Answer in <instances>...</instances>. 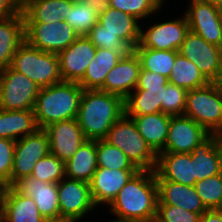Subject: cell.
I'll list each match as a JSON object with an SVG mask.
<instances>
[{
  "label": "cell",
  "mask_w": 222,
  "mask_h": 222,
  "mask_svg": "<svg viewBox=\"0 0 222 222\" xmlns=\"http://www.w3.org/2000/svg\"><path fill=\"white\" fill-rule=\"evenodd\" d=\"M220 50H221V58H222V43L220 45Z\"/></svg>",
  "instance_id": "54"
},
{
  "label": "cell",
  "mask_w": 222,
  "mask_h": 222,
  "mask_svg": "<svg viewBox=\"0 0 222 222\" xmlns=\"http://www.w3.org/2000/svg\"><path fill=\"white\" fill-rule=\"evenodd\" d=\"M110 222H142V221H132V220H119V219H112Z\"/></svg>",
  "instance_id": "49"
},
{
  "label": "cell",
  "mask_w": 222,
  "mask_h": 222,
  "mask_svg": "<svg viewBox=\"0 0 222 222\" xmlns=\"http://www.w3.org/2000/svg\"><path fill=\"white\" fill-rule=\"evenodd\" d=\"M27 0H18L20 7L26 2Z\"/></svg>",
  "instance_id": "52"
},
{
  "label": "cell",
  "mask_w": 222,
  "mask_h": 222,
  "mask_svg": "<svg viewBox=\"0 0 222 222\" xmlns=\"http://www.w3.org/2000/svg\"><path fill=\"white\" fill-rule=\"evenodd\" d=\"M30 176L40 181L58 184L66 177L65 163L49 153L37 161Z\"/></svg>",
  "instance_id": "38"
},
{
  "label": "cell",
  "mask_w": 222,
  "mask_h": 222,
  "mask_svg": "<svg viewBox=\"0 0 222 222\" xmlns=\"http://www.w3.org/2000/svg\"><path fill=\"white\" fill-rule=\"evenodd\" d=\"M184 12L189 31L208 43L220 47L222 43V8L202 0H189Z\"/></svg>",
  "instance_id": "11"
},
{
  "label": "cell",
  "mask_w": 222,
  "mask_h": 222,
  "mask_svg": "<svg viewBox=\"0 0 222 222\" xmlns=\"http://www.w3.org/2000/svg\"><path fill=\"white\" fill-rule=\"evenodd\" d=\"M154 171L156 180H168L187 186L196 183L189 153H159Z\"/></svg>",
  "instance_id": "23"
},
{
  "label": "cell",
  "mask_w": 222,
  "mask_h": 222,
  "mask_svg": "<svg viewBox=\"0 0 222 222\" xmlns=\"http://www.w3.org/2000/svg\"><path fill=\"white\" fill-rule=\"evenodd\" d=\"M222 8V0H202Z\"/></svg>",
  "instance_id": "48"
},
{
  "label": "cell",
  "mask_w": 222,
  "mask_h": 222,
  "mask_svg": "<svg viewBox=\"0 0 222 222\" xmlns=\"http://www.w3.org/2000/svg\"><path fill=\"white\" fill-rule=\"evenodd\" d=\"M40 88L10 66L0 69V109L34 110Z\"/></svg>",
  "instance_id": "7"
},
{
  "label": "cell",
  "mask_w": 222,
  "mask_h": 222,
  "mask_svg": "<svg viewBox=\"0 0 222 222\" xmlns=\"http://www.w3.org/2000/svg\"><path fill=\"white\" fill-rule=\"evenodd\" d=\"M131 117L138 132L150 148L158 155L164 148L168 137L171 116L163 112Z\"/></svg>",
  "instance_id": "27"
},
{
  "label": "cell",
  "mask_w": 222,
  "mask_h": 222,
  "mask_svg": "<svg viewBox=\"0 0 222 222\" xmlns=\"http://www.w3.org/2000/svg\"><path fill=\"white\" fill-rule=\"evenodd\" d=\"M194 188L208 210L222 209V173L197 181Z\"/></svg>",
  "instance_id": "37"
},
{
  "label": "cell",
  "mask_w": 222,
  "mask_h": 222,
  "mask_svg": "<svg viewBox=\"0 0 222 222\" xmlns=\"http://www.w3.org/2000/svg\"><path fill=\"white\" fill-rule=\"evenodd\" d=\"M125 114L124 100L101 90H83L76 120L87 140H103Z\"/></svg>",
  "instance_id": "2"
},
{
  "label": "cell",
  "mask_w": 222,
  "mask_h": 222,
  "mask_svg": "<svg viewBox=\"0 0 222 222\" xmlns=\"http://www.w3.org/2000/svg\"><path fill=\"white\" fill-rule=\"evenodd\" d=\"M187 90L168 83L161 101V112L170 116L184 115Z\"/></svg>",
  "instance_id": "40"
},
{
  "label": "cell",
  "mask_w": 222,
  "mask_h": 222,
  "mask_svg": "<svg viewBox=\"0 0 222 222\" xmlns=\"http://www.w3.org/2000/svg\"><path fill=\"white\" fill-rule=\"evenodd\" d=\"M210 134L185 115L171 116L168 137L161 153H192Z\"/></svg>",
  "instance_id": "14"
},
{
  "label": "cell",
  "mask_w": 222,
  "mask_h": 222,
  "mask_svg": "<svg viewBox=\"0 0 222 222\" xmlns=\"http://www.w3.org/2000/svg\"><path fill=\"white\" fill-rule=\"evenodd\" d=\"M11 187L19 194L31 197L46 220L60 218L57 183H48L26 176L15 181Z\"/></svg>",
  "instance_id": "16"
},
{
  "label": "cell",
  "mask_w": 222,
  "mask_h": 222,
  "mask_svg": "<svg viewBox=\"0 0 222 222\" xmlns=\"http://www.w3.org/2000/svg\"><path fill=\"white\" fill-rule=\"evenodd\" d=\"M178 52L193 62L209 82L220 83L222 80L220 47L189 31Z\"/></svg>",
  "instance_id": "9"
},
{
  "label": "cell",
  "mask_w": 222,
  "mask_h": 222,
  "mask_svg": "<svg viewBox=\"0 0 222 222\" xmlns=\"http://www.w3.org/2000/svg\"><path fill=\"white\" fill-rule=\"evenodd\" d=\"M154 23L146 27L147 30L141 26L140 41L135 48L178 51L189 32L185 14L177 19Z\"/></svg>",
  "instance_id": "12"
},
{
  "label": "cell",
  "mask_w": 222,
  "mask_h": 222,
  "mask_svg": "<svg viewBox=\"0 0 222 222\" xmlns=\"http://www.w3.org/2000/svg\"><path fill=\"white\" fill-rule=\"evenodd\" d=\"M129 52L97 48L96 55L89 63L85 75L78 82L84 90H101L107 74Z\"/></svg>",
  "instance_id": "25"
},
{
  "label": "cell",
  "mask_w": 222,
  "mask_h": 222,
  "mask_svg": "<svg viewBox=\"0 0 222 222\" xmlns=\"http://www.w3.org/2000/svg\"><path fill=\"white\" fill-rule=\"evenodd\" d=\"M25 41L22 11L0 19V69L9 67L17 48Z\"/></svg>",
  "instance_id": "26"
},
{
  "label": "cell",
  "mask_w": 222,
  "mask_h": 222,
  "mask_svg": "<svg viewBox=\"0 0 222 222\" xmlns=\"http://www.w3.org/2000/svg\"><path fill=\"white\" fill-rule=\"evenodd\" d=\"M96 51L97 48L87 36H79L67 49L59 52L57 55L62 80L79 82Z\"/></svg>",
  "instance_id": "15"
},
{
  "label": "cell",
  "mask_w": 222,
  "mask_h": 222,
  "mask_svg": "<svg viewBox=\"0 0 222 222\" xmlns=\"http://www.w3.org/2000/svg\"><path fill=\"white\" fill-rule=\"evenodd\" d=\"M71 8L68 0H27L20 10L24 23H55L65 20Z\"/></svg>",
  "instance_id": "28"
},
{
  "label": "cell",
  "mask_w": 222,
  "mask_h": 222,
  "mask_svg": "<svg viewBox=\"0 0 222 222\" xmlns=\"http://www.w3.org/2000/svg\"><path fill=\"white\" fill-rule=\"evenodd\" d=\"M157 203L155 171L138 170L107 207L119 220L154 222Z\"/></svg>",
  "instance_id": "1"
},
{
  "label": "cell",
  "mask_w": 222,
  "mask_h": 222,
  "mask_svg": "<svg viewBox=\"0 0 222 222\" xmlns=\"http://www.w3.org/2000/svg\"><path fill=\"white\" fill-rule=\"evenodd\" d=\"M37 129L34 110L0 109V138L17 141Z\"/></svg>",
  "instance_id": "30"
},
{
  "label": "cell",
  "mask_w": 222,
  "mask_h": 222,
  "mask_svg": "<svg viewBox=\"0 0 222 222\" xmlns=\"http://www.w3.org/2000/svg\"><path fill=\"white\" fill-rule=\"evenodd\" d=\"M1 210L5 222H45L34 200L17 193L11 186L4 187Z\"/></svg>",
  "instance_id": "24"
},
{
  "label": "cell",
  "mask_w": 222,
  "mask_h": 222,
  "mask_svg": "<svg viewBox=\"0 0 222 222\" xmlns=\"http://www.w3.org/2000/svg\"><path fill=\"white\" fill-rule=\"evenodd\" d=\"M3 190H4V187L0 184V209H1V199H2Z\"/></svg>",
  "instance_id": "50"
},
{
  "label": "cell",
  "mask_w": 222,
  "mask_h": 222,
  "mask_svg": "<svg viewBox=\"0 0 222 222\" xmlns=\"http://www.w3.org/2000/svg\"><path fill=\"white\" fill-rule=\"evenodd\" d=\"M97 165L104 169H137L129 158L107 141L96 140Z\"/></svg>",
  "instance_id": "35"
},
{
  "label": "cell",
  "mask_w": 222,
  "mask_h": 222,
  "mask_svg": "<svg viewBox=\"0 0 222 222\" xmlns=\"http://www.w3.org/2000/svg\"><path fill=\"white\" fill-rule=\"evenodd\" d=\"M139 57L141 69L169 77L178 51L154 50L151 48H134Z\"/></svg>",
  "instance_id": "33"
},
{
  "label": "cell",
  "mask_w": 222,
  "mask_h": 222,
  "mask_svg": "<svg viewBox=\"0 0 222 222\" xmlns=\"http://www.w3.org/2000/svg\"><path fill=\"white\" fill-rule=\"evenodd\" d=\"M15 143L12 139L0 138V184L3 187L10 186Z\"/></svg>",
  "instance_id": "42"
},
{
  "label": "cell",
  "mask_w": 222,
  "mask_h": 222,
  "mask_svg": "<svg viewBox=\"0 0 222 222\" xmlns=\"http://www.w3.org/2000/svg\"><path fill=\"white\" fill-rule=\"evenodd\" d=\"M58 199L60 218L81 221L87 213H93L97 208L91 197L89 183L76 179L65 177L58 183Z\"/></svg>",
  "instance_id": "13"
},
{
  "label": "cell",
  "mask_w": 222,
  "mask_h": 222,
  "mask_svg": "<svg viewBox=\"0 0 222 222\" xmlns=\"http://www.w3.org/2000/svg\"><path fill=\"white\" fill-rule=\"evenodd\" d=\"M83 90L78 82L69 81L40 88L34 107L37 127L44 129L55 122L75 119Z\"/></svg>",
  "instance_id": "3"
},
{
  "label": "cell",
  "mask_w": 222,
  "mask_h": 222,
  "mask_svg": "<svg viewBox=\"0 0 222 222\" xmlns=\"http://www.w3.org/2000/svg\"><path fill=\"white\" fill-rule=\"evenodd\" d=\"M103 2L111 8L133 15L139 21L152 17L150 15L160 12L163 7L158 0H103Z\"/></svg>",
  "instance_id": "36"
},
{
  "label": "cell",
  "mask_w": 222,
  "mask_h": 222,
  "mask_svg": "<svg viewBox=\"0 0 222 222\" xmlns=\"http://www.w3.org/2000/svg\"><path fill=\"white\" fill-rule=\"evenodd\" d=\"M44 130L48 135L50 154L64 163L87 141L76 118L52 123Z\"/></svg>",
  "instance_id": "17"
},
{
  "label": "cell",
  "mask_w": 222,
  "mask_h": 222,
  "mask_svg": "<svg viewBox=\"0 0 222 222\" xmlns=\"http://www.w3.org/2000/svg\"><path fill=\"white\" fill-rule=\"evenodd\" d=\"M72 4H79V3H85V2H103V0H68Z\"/></svg>",
  "instance_id": "47"
},
{
  "label": "cell",
  "mask_w": 222,
  "mask_h": 222,
  "mask_svg": "<svg viewBox=\"0 0 222 222\" xmlns=\"http://www.w3.org/2000/svg\"><path fill=\"white\" fill-rule=\"evenodd\" d=\"M97 168L96 140H87L65 162V175L70 179L90 183Z\"/></svg>",
  "instance_id": "29"
},
{
  "label": "cell",
  "mask_w": 222,
  "mask_h": 222,
  "mask_svg": "<svg viewBox=\"0 0 222 222\" xmlns=\"http://www.w3.org/2000/svg\"><path fill=\"white\" fill-rule=\"evenodd\" d=\"M200 222H222V209H210L201 214Z\"/></svg>",
  "instance_id": "45"
},
{
  "label": "cell",
  "mask_w": 222,
  "mask_h": 222,
  "mask_svg": "<svg viewBox=\"0 0 222 222\" xmlns=\"http://www.w3.org/2000/svg\"><path fill=\"white\" fill-rule=\"evenodd\" d=\"M156 183L158 189L157 205H175L199 215L208 210L194 186L168 180H156Z\"/></svg>",
  "instance_id": "22"
},
{
  "label": "cell",
  "mask_w": 222,
  "mask_h": 222,
  "mask_svg": "<svg viewBox=\"0 0 222 222\" xmlns=\"http://www.w3.org/2000/svg\"><path fill=\"white\" fill-rule=\"evenodd\" d=\"M184 115L209 134L222 135V86L217 82L187 90Z\"/></svg>",
  "instance_id": "5"
},
{
  "label": "cell",
  "mask_w": 222,
  "mask_h": 222,
  "mask_svg": "<svg viewBox=\"0 0 222 222\" xmlns=\"http://www.w3.org/2000/svg\"><path fill=\"white\" fill-rule=\"evenodd\" d=\"M86 36L96 48L112 49L119 52L132 51V49L119 36L105 31L104 26L98 22Z\"/></svg>",
  "instance_id": "39"
},
{
  "label": "cell",
  "mask_w": 222,
  "mask_h": 222,
  "mask_svg": "<svg viewBox=\"0 0 222 222\" xmlns=\"http://www.w3.org/2000/svg\"><path fill=\"white\" fill-rule=\"evenodd\" d=\"M168 82L186 90L196 89L209 83L198 67L180 53L176 55Z\"/></svg>",
  "instance_id": "32"
},
{
  "label": "cell",
  "mask_w": 222,
  "mask_h": 222,
  "mask_svg": "<svg viewBox=\"0 0 222 222\" xmlns=\"http://www.w3.org/2000/svg\"><path fill=\"white\" fill-rule=\"evenodd\" d=\"M168 83L167 77L140 69L138 83L135 90H147V87L166 86Z\"/></svg>",
  "instance_id": "43"
},
{
  "label": "cell",
  "mask_w": 222,
  "mask_h": 222,
  "mask_svg": "<svg viewBox=\"0 0 222 222\" xmlns=\"http://www.w3.org/2000/svg\"><path fill=\"white\" fill-rule=\"evenodd\" d=\"M19 11L18 0H0V19L16 14Z\"/></svg>",
  "instance_id": "44"
},
{
  "label": "cell",
  "mask_w": 222,
  "mask_h": 222,
  "mask_svg": "<svg viewBox=\"0 0 222 222\" xmlns=\"http://www.w3.org/2000/svg\"><path fill=\"white\" fill-rule=\"evenodd\" d=\"M0 222H5L2 210L0 209Z\"/></svg>",
  "instance_id": "51"
},
{
  "label": "cell",
  "mask_w": 222,
  "mask_h": 222,
  "mask_svg": "<svg viewBox=\"0 0 222 222\" xmlns=\"http://www.w3.org/2000/svg\"><path fill=\"white\" fill-rule=\"evenodd\" d=\"M138 169L97 168L90 181V193L96 207L109 206L121 188Z\"/></svg>",
  "instance_id": "18"
},
{
  "label": "cell",
  "mask_w": 222,
  "mask_h": 222,
  "mask_svg": "<svg viewBox=\"0 0 222 222\" xmlns=\"http://www.w3.org/2000/svg\"><path fill=\"white\" fill-rule=\"evenodd\" d=\"M162 5H165V0H158Z\"/></svg>",
  "instance_id": "53"
},
{
  "label": "cell",
  "mask_w": 222,
  "mask_h": 222,
  "mask_svg": "<svg viewBox=\"0 0 222 222\" xmlns=\"http://www.w3.org/2000/svg\"><path fill=\"white\" fill-rule=\"evenodd\" d=\"M140 69L139 57L132 50L124 55L107 74L103 91L125 100L137 86Z\"/></svg>",
  "instance_id": "19"
},
{
  "label": "cell",
  "mask_w": 222,
  "mask_h": 222,
  "mask_svg": "<svg viewBox=\"0 0 222 222\" xmlns=\"http://www.w3.org/2000/svg\"><path fill=\"white\" fill-rule=\"evenodd\" d=\"M136 17L120 10L100 4L98 23L105 31L119 36L132 50L139 44L141 25Z\"/></svg>",
  "instance_id": "21"
},
{
  "label": "cell",
  "mask_w": 222,
  "mask_h": 222,
  "mask_svg": "<svg viewBox=\"0 0 222 222\" xmlns=\"http://www.w3.org/2000/svg\"><path fill=\"white\" fill-rule=\"evenodd\" d=\"M45 222H78V221L69 218H57V219H47L45 220Z\"/></svg>",
  "instance_id": "46"
},
{
  "label": "cell",
  "mask_w": 222,
  "mask_h": 222,
  "mask_svg": "<svg viewBox=\"0 0 222 222\" xmlns=\"http://www.w3.org/2000/svg\"><path fill=\"white\" fill-rule=\"evenodd\" d=\"M200 217L175 205H157L154 222H200Z\"/></svg>",
  "instance_id": "41"
},
{
  "label": "cell",
  "mask_w": 222,
  "mask_h": 222,
  "mask_svg": "<svg viewBox=\"0 0 222 222\" xmlns=\"http://www.w3.org/2000/svg\"><path fill=\"white\" fill-rule=\"evenodd\" d=\"M101 2L72 4L66 21L79 36H86L98 22Z\"/></svg>",
  "instance_id": "34"
},
{
  "label": "cell",
  "mask_w": 222,
  "mask_h": 222,
  "mask_svg": "<svg viewBox=\"0 0 222 222\" xmlns=\"http://www.w3.org/2000/svg\"><path fill=\"white\" fill-rule=\"evenodd\" d=\"M50 153L49 139L44 129L20 138L15 143L10 186L20 178L30 176L35 164Z\"/></svg>",
  "instance_id": "10"
},
{
  "label": "cell",
  "mask_w": 222,
  "mask_h": 222,
  "mask_svg": "<svg viewBox=\"0 0 222 222\" xmlns=\"http://www.w3.org/2000/svg\"><path fill=\"white\" fill-rule=\"evenodd\" d=\"M166 86L147 87V90H134L124 100L127 116H141L161 112V101Z\"/></svg>",
  "instance_id": "31"
},
{
  "label": "cell",
  "mask_w": 222,
  "mask_h": 222,
  "mask_svg": "<svg viewBox=\"0 0 222 222\" xmlns=\"http://www.w3.org/2000/svg\"><path fill=\"white\" fill-rule=\"evenodd\" d=\"M10 67L24 74L39 88L62 82L58 55L41 51L24 41L13 55Z\"/></svg>",
  "instance_id": "6"
},
{
  "label": "cell",
  "mask_w": 222,
  "mask_h": 222,
  "mask_svg": "<svg viewBox=\"0 0 222 222\" xmlns=\"http://www.w3.org/2000/svg\"><path fill=\"white\" fill-rule=\"evenodd\" d=\"M190 154L196 182L222 173V135L210 134Z\"/></svg>",
  "instance_id": "20"
},
{
  "label": "cell",
  "mask_w": 222,
  "mask_h": 222,
  "mask_svg": "<svg viewBox=\"0 0 222 222\" xmlns=\"http://www.w3.org/2000/svg\"><path fill=\"white\" fill-rule=\"evenodd\" d=\"M104 140L120 149L138 170H155L158 155L138 132L133 119L126 114L112 125Z\"/></svg>",
  "instance_id": "4"
},
{
  "label": "cell",
  "mask_w": 222,
  "mask_h": 222,
  "mask_svg": "<svg viewBox=\"0 0 222 222\" xmlns=\"http://www.w3.org/2000/svg\"><path fill=\"white\" fill-rule=\"evenodd\" d=\"M25 41L44 52L67 49L79 35L64 20L55 23H24Z\"/></svg>",
  "instance_id": "8"
}]
</instances>
